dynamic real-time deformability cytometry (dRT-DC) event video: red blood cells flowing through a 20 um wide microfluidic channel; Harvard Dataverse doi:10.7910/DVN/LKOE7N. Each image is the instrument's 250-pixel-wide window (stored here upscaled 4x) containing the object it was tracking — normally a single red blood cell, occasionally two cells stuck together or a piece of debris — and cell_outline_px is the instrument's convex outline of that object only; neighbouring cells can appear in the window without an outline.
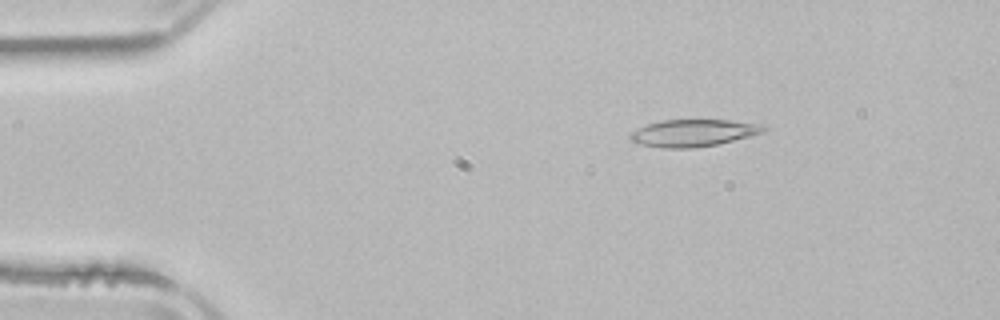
{"species": "common noctule bat (a hibernating species)", "species_latin": "Nyctalus noctula", "temperature_condition": "room temperature", "stored_images_in_passage": 4, "camera_frame_rate_fps": 3000, "um_per_image_px": 0.085, "animal": {"sex": "male", "body_mass_g": 21.5, "forearm_length_mm": 52.0}, "frame": {"image": 1, "passage_image": 2, "time_ms": 2.0, "image_size_px": [1000, 320], "cell_outline_px": [[768, 128], [764, 132], [716, 144], [692, 148], [660, 148], [640, 144], [632, 140], [628, 136], [632, 132], [648, 124], [660, 120], [728, 120], [764, 124]], "centroid_in_image_um": [58.94, 11.29], "position_along_channel_um": 26.1, "area_um2": 20.87}}
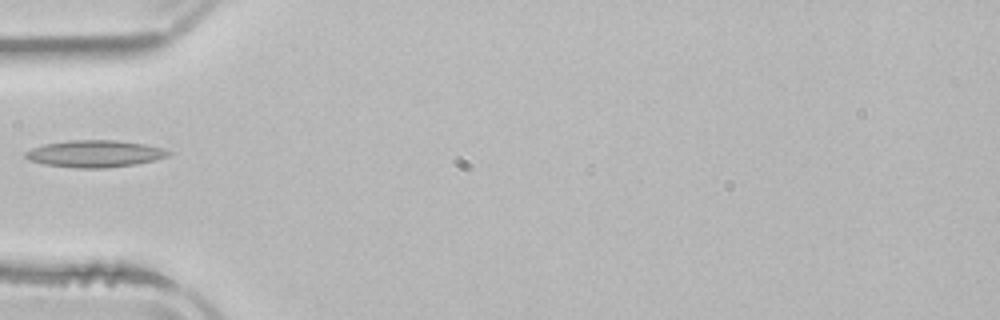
{"frame": {"image": 2, "passage_image": 4, "time_ms": 5.0, "image_size_px": [1000, 320], "cell_outline_px": [[172, 152], [168, 156], [136, 164], [104, 168], [76, 168], [44, 164], [28, 160], [24, 156], [24, 152], [32, 148], [44, 144], [72, 140], [116, 140], [144, 144], [164, 148]], "centroid_in_image_um": [8.04, 13.06], "position_along_channel_um": 77.0, "area_um2": 22.43}}